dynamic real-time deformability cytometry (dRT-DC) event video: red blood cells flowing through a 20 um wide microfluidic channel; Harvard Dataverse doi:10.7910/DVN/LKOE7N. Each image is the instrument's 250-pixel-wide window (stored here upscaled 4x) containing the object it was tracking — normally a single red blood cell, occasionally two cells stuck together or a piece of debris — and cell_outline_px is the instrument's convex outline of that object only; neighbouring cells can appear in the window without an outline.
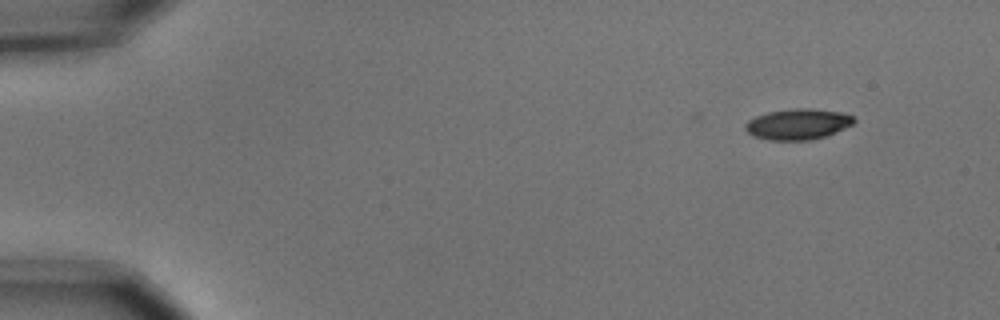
{"species": "common noctule bat (a hibernating species)", "species_latin": "Nyctalus noctula", "temperature_condition": "cold", "stored_images_in_passage": 4, "camera_frame_rate_fps": 3000, "um_per_image_px": 0.085, "animal": {"sex": "male", "body_mass_g": 15.6}, "frame": {"image": 1, "passage_image": 1, "time_ms": 0.0, "image_size_px": [1000, 320], "cell_outline_px": [[856, 120], [852, 124], [844, 128], [824, 136], [808, 140], [768, 140], [752, 136], [744, 128], [744, 124], [748, 120], [756, 116], [768, 112], [792, 108], [808, 108], [840, 112], [852, 116]], "centroid_in_image_um": [67.76, 10.55], "position_along_channel_um": 17.2, "area_um2": 19.36}}
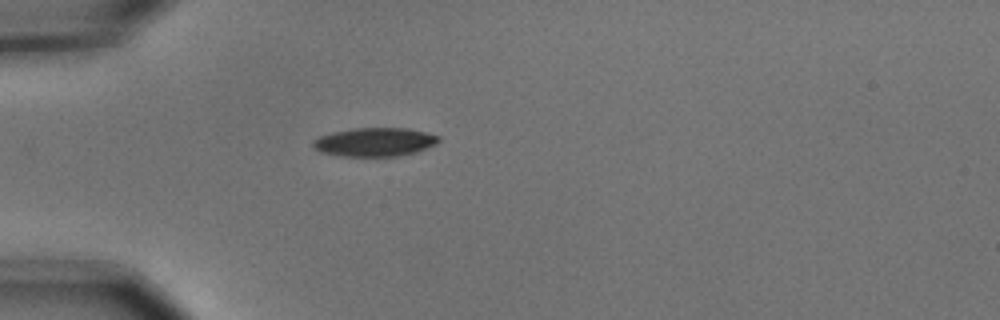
{"frame": {"image": 2, "passage_image": 4, "time_ms": 1.0, "image_size_px": [1000, 320], "cell_outline_px": [[440, 140], [436, 144], [416, 152], [396, 156], [340, 156], [320, 152], [312, 148], [312, 140], [320, 136], [332, 132], [352, 128], [408, 128], [440, 136]], "centroid_in_image_um": [31.81, 12.07], "position_along_channel_um": 53.2, "area_um2": 21.1}}